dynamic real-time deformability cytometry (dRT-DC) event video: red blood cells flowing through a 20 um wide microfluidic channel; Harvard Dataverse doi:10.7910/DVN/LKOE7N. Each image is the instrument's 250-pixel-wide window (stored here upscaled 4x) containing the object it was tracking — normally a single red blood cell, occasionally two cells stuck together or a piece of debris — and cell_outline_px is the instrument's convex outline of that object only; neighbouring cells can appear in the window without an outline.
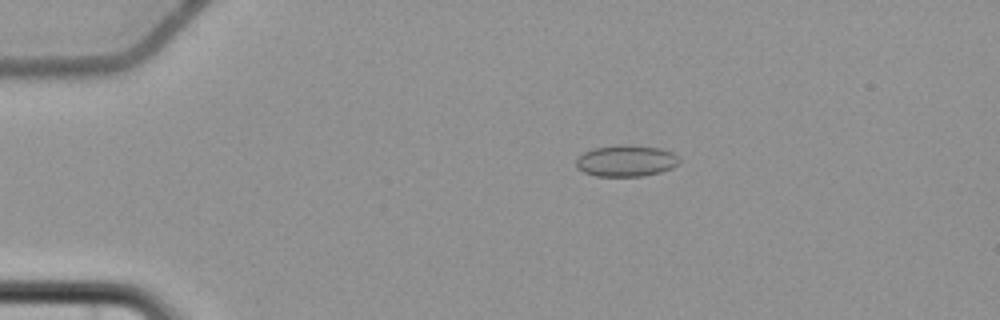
{"species": "common noctule bat (a hibernating species)", "species_latin": "Nyctalus noctula", "temperature_condition": "cold", "stored_images_in_passage": 8, "camera_frame_rate_fps": 3000, "um_per_image_px": 0.085, "animal": {"sex": "female", "body_mass_g": 22.7, "forearm_length_mm": 54.2}, "frame": {"image": 1, "passage_image": 3, "time_ms": 3.333, "image_size_px": [1000, 320], "cell_outline_px": [[680, 164], [672, 168], [660, 172], [644, 176], [596, 176], [584, 172], [576, 168], [576, 160], [584, 152], [592, 148], [616, 144], [628, 144], [660, 148], [672, 152], [680, 160]], "centroid_in_image_um": [53.22, 13.66], "position_along_channel_um": 31.8, "area_um2": 19.13}}
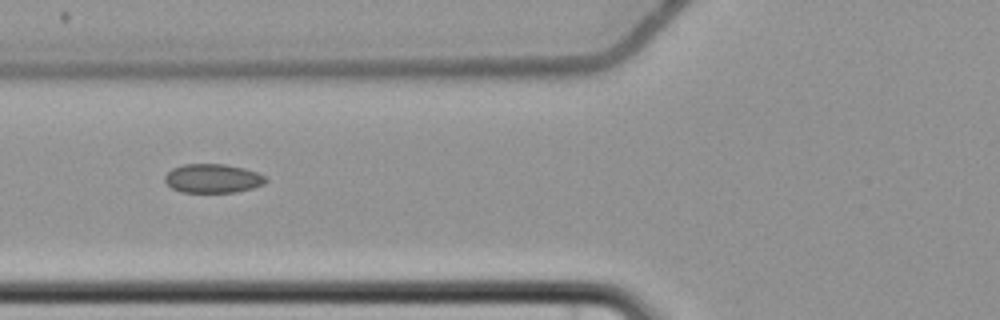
{"frame": {"image": 2, "passage_image": 6, "time_ms": 7.0, "image_size_px": [1000, 320], "cell_outline_px": [[268, 180], [264, 184], [252, 188], [236, 192], [180, 192], [172, 188], [164, 180], [164, 176], [172, 168], [184, 164], [224, 164], [244, 168], [256, 172], [264, 176]], "centroid_in_image_um": [18.07, 15.16], "position_along_channel_um": 107.7, "area_um2": 16.99}}
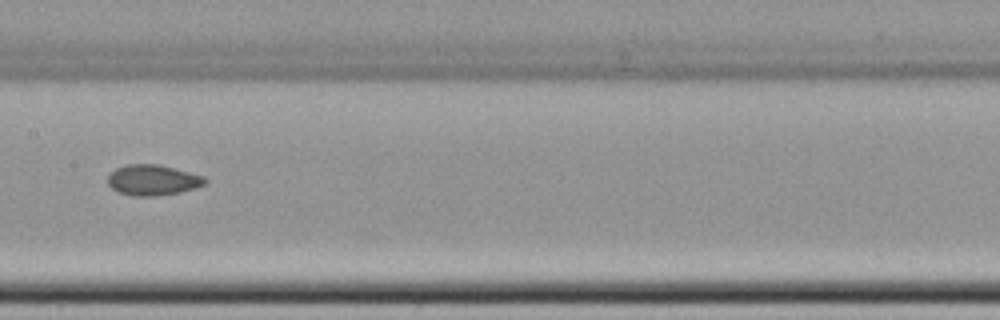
{"frame": {"image": 3, "passage_image": 8, "time_ms": 9.333, "image_size_px": [1000, 320], "cell_outline_px": [[208, 180], [204, 184], [196, 188], [180, 192], [156, 196], [132, 196], [116, 192], [108, 184], [108, 176], [116, 168], [128, 164], [160, 164], [204, 176]], "centroid_in_image_um": [12.99, 15.31], "position_along_channel_um": 194.4, "area_um2": 17.46}}